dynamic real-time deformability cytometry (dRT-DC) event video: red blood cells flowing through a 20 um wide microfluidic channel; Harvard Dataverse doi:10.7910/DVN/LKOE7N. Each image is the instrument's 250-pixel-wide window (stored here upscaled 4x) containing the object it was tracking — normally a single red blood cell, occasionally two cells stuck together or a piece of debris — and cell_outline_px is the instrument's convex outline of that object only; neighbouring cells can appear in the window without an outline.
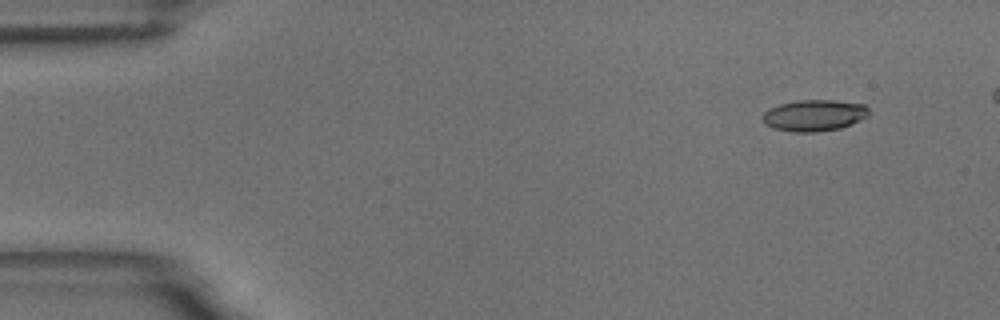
{"species": "common noctule bat (a hibernating species)", "species_latin": "Nyctalus noctula", "temperature_condition": "room temperature", "stored_images_in_passage": 17, "camera_frame_rate_fps": 3000, "um_per_image_px": 0.085, "animal": {"sex": "male", "body_mass_g": 18.8}, "frame": {"image": 1, "passage_image": 6, "time_ms": 1.667, "image_size_px": [1000, 320], "cell_outline_px": [[868, 116], [840, 128], [816, 132], [792, 132], [772, 128], [764, 124], [760, 116], [768, 108], [780, 104], [796, 100], [832, 100], [864, 104], [868, 108]], "centroid_in_image_um": [69.13, 9.81], "position_along_channel_um": 15.9, "area_um2": 19.54}}